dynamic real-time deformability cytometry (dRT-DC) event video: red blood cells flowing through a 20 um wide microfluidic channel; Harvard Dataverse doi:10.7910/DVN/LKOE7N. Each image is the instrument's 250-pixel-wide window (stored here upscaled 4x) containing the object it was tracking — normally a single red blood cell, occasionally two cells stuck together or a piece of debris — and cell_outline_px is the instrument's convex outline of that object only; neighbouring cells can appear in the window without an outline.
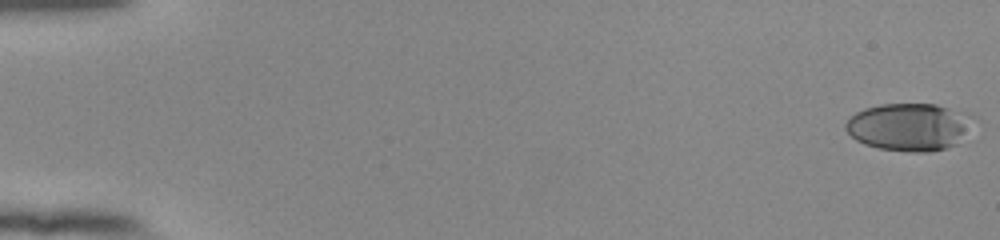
{"species": "human", "species_latin": "Homo sapiens", "temperature_condition": "room temperature", "stored_images_in_passage": 53, "camera_frame_rate_fps": 3000, "um_per_image_px": 0.085, "donor": {"sex": "female"}, "frame": {"image": 1, "passage_image": 1, "time_ms": 0.0, "image_size_px": [1000, 240], "cell_outline_px": [[980, 120], [956, 144], [932, 152], [908, 152], [880, 148], [864, 144], [856, 140], [844, 128], [844, 124], [856, 112], [864, 108], [880, 104], [936, 104], [968, 112], [976, 116]], "centroid_in_image_um": [77.38, 10.77], "position_along_channel_um": 7.6, "area_um2": 36.07}}
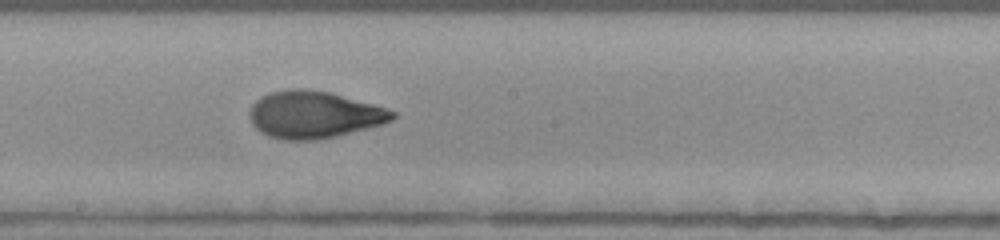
{"frame": {"image": 2, "passage_image": 31, "time_ms": 10.0, "image_size_px": [1000, 240], "cell_outline_px": [[396, 116], [392, 120], [384, 124], [336, 136], [316, 140], [284, 140], [268, 136], [260, 132], [252, 124], [252, 104], [256, 100], [272, 92], [288, 88], [300, 88], [328, 92], [372, 104], [396, 112]], "centroid_in_image_um": [26.7, 9.76], "position_along_channel_um": 221.5, "area_um2": 38.78}}
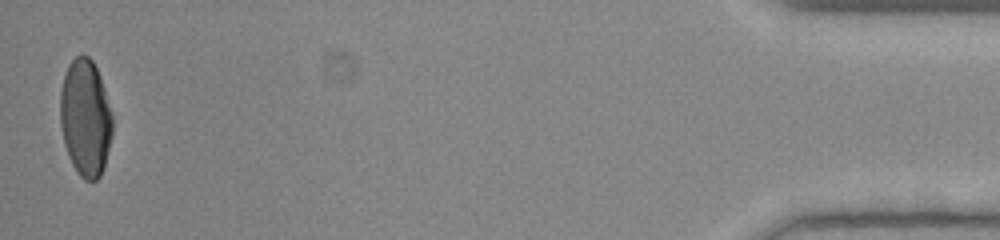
{"frame": {"image": 3, "passage_image": 53, "time_ms": 17.333, "image_size_px": [1000, 240], "cell_outline_px": [[112, 136], [104, 168], [100, 176], [96, 180], [84, 180], [76, 172], [68, 156], [64, 144], [60, 124], [60, 92], [64, 76], [68, 64], [76, 56], [88, 56], [92, 60], [100, 76], [112, 112]], "centroid_in_image_um": [7.26, 10.04], "position_along_channel_um": 427.9, "area_um2": 35.84}, "authors_computed_cell_mechanics": {"area_um2": 36.992, "velocity_mm_per_s": 3.9572, "shape_relaxation_time_tau1_ms": 5.4861, "shape_relaxation_time_tau2_ms": 1.2197, "deformation_change_tau1": 0.229, "deformation_change_tau2": 0.0679}}